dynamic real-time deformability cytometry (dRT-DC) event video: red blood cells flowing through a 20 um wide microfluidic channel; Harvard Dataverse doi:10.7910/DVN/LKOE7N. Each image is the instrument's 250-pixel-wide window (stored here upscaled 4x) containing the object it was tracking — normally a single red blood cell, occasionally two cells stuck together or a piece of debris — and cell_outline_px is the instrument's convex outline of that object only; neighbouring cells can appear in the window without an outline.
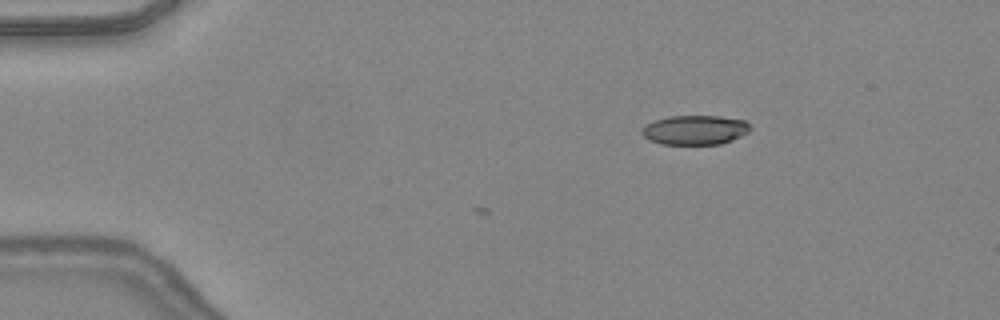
{"species": "common noctule bat (a hibernating species)", "species_latin": "Nyctalus noctula", "temperature_condition": "warm", "stored_images_in_passage": 5, "camera_frame_rate_fps": 3000, "um_per_image_px": 0.085, "animal": {"sex": "female", "body_mass_g": 24.6, "forearm_length_mm": 56.2}, "frame": {"image": 1, "passage_image": 5, "time_ms": 1.333, "image_size_px": [1000, 320], "cell_outline_px": [[752, 128], [748, 132], [732, 140], [720, 144], [660, 144], [648, 140], [640, 132], [640, 128], [656, 120], [668, 116], [720, 116], [744, 120]], "centroid_in_image_um": [59.05, 11.05], "position_along_channel_um": 25.9, "area_um2": 18.61}}